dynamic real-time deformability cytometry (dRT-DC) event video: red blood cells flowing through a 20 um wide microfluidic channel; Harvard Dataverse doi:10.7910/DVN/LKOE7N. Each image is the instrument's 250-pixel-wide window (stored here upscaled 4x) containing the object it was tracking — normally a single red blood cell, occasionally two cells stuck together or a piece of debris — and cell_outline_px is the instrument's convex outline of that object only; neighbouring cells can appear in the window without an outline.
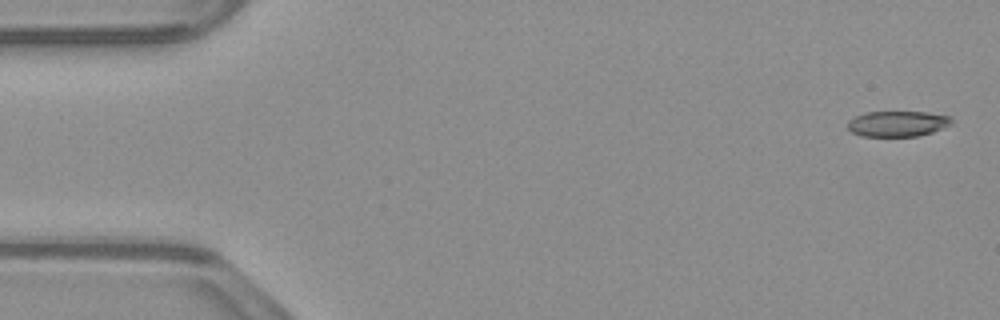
{"species": "common noctule bat (a hibernating species)", "species_latin": "Nyctalus noctula", "temperature_condition": "warm", "stored_images_in_passage": 52, "camera_frame_rate_fps": 3000, "um_per_image_px": 0.085, "animal": {"sex": "male", "body_mass_g": 23.1, "forearm_length_mm": 52.7}, "frame": {"image": 1, "passage_image": 1, "time_ms": 0.0, "image_size_px": [1000, 320], "cell_outline_px": [[952, 124], [932, 132], [916, 136], [860, 136], [852, 132], [848, 128], [848, 120], [856, 116], [868, 112], [928, 112], [952, 116]], "centroid_in_image_um": [76.31, 10.51], "position_along_channel_um": 8.7, "area_um2": 15.49}}
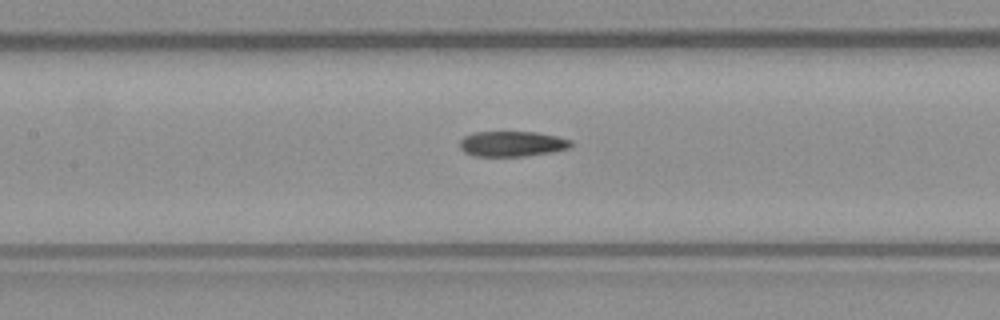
{"frame": {"image": 2, "passage_image": 23, "time_ms": 7.333, "image_size_px": [1000, 320], "cell_outline_px": [[572, 148], [552, 152], [524, 156], [472, 156], [464, 152], [460, 148], [460, 140], [464, 136], [476, 132], [536, 132], [556, 136], [572, 140]], "centroid_in_image_um": [43.54, 12.23], "position_along_channel_um": 163.9, "area_um2": 16.53}}
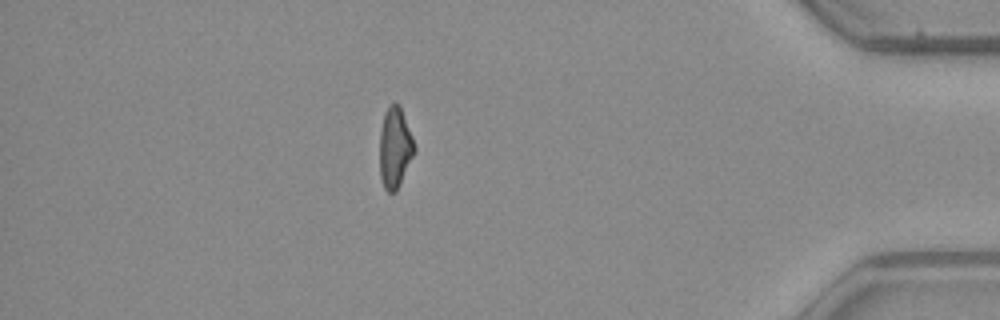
{"frame": {"image": 3, "passage_image": 45, "time_ms": 14.667, "image_size_px": [1000, 320], "cell_outline_px": [[416, 152], [396, 192], [388, 192], [384, 188], [380, 176], [380, 132], [384, 116], [388, 108], [392, 104], [400, 104], [412, 136], [416, 148]], "centroid_in_image_um": [33.59, 12.59], "position_along_channel_um": 401.6, "area_um2": 16.3}, "authors_computed_cell_mechanics": {"area_um2": 17.2244, "velocity_mm_per_s": 3.908, "shape_relaxation_time_tau1_ms": null, "shape_relaxation_time_tau2_ms": 5.576, "deformation_change_tau1": null, "deformation_change_tau2": 0.1576}}